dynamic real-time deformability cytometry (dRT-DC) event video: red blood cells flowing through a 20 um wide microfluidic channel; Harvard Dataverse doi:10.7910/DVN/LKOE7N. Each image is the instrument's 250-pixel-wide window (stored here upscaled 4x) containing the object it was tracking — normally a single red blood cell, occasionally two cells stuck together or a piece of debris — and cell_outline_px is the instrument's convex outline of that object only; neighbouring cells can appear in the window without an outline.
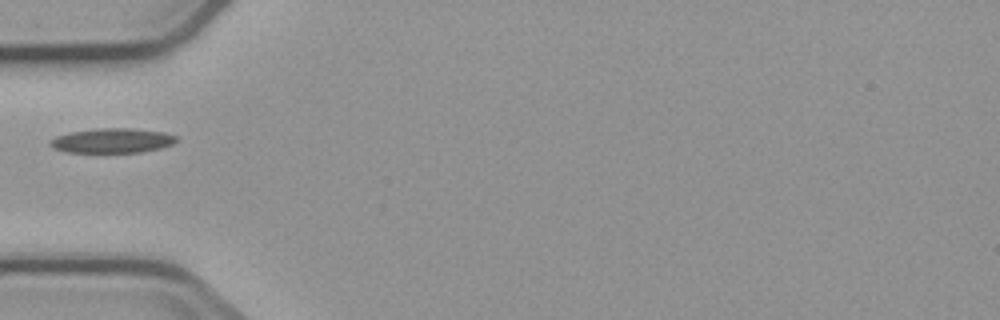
{"species": "common noctule bat (a hibernating species)", "species_latin": "Nyctalus noctula", "temperature_condition": "cold", "stored_images_in_passage": 9, "camera_frame_rate_fps": 3000, "um_per_image_px": 0.085, "animal": {"sex": "male", "body_mass_g": 23.1, "forearm_length_mm": 52.7}, "frame": {"image": 1, "passage_image": 5, "time_ms": 6.0, "image_size_px": [1000, 320], "cell_outline_px": [[176, 140], [172, 144], [160, 148], [140, 152], [68, 152], [52, 148], [48, 144], [48, 140], [56, 136], [68, 132], [96, 128], [132, 128], [164, 132], [176, 136]], "centroid_in_image_um": [9.48, 11.94], "position_along_channel_um": 75.5, "area_um2": 18.21}}
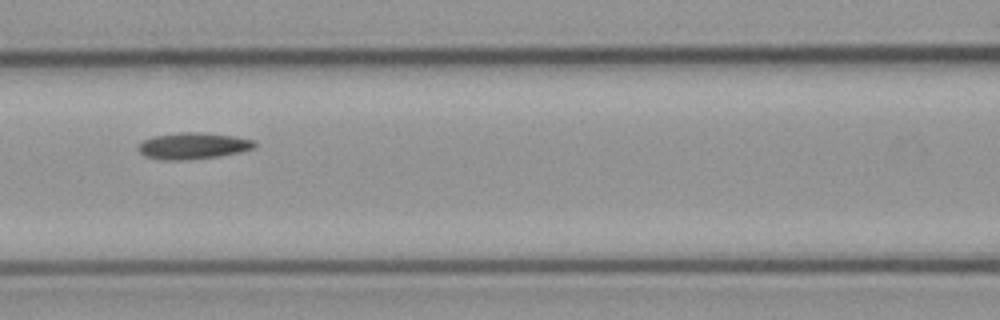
{"frame": {"image": 2, "passage_image": 7, "time_ms": 8.0, "image_size_px": [1000, 320], "cell_outline_px": [[256, 144], [252, 148], [240, 152], [216, 156], [184, 160], [164, 160], [144, 156], [140, 152], [140, 144], [144, 140], [152, 136], [180, 132], [200, 132], [236, 136], [256, 140]], "centroid_in_image_um": [16.43, 12.38], "position_along_channel_um": 150.2, "area_um2": 17.8}}
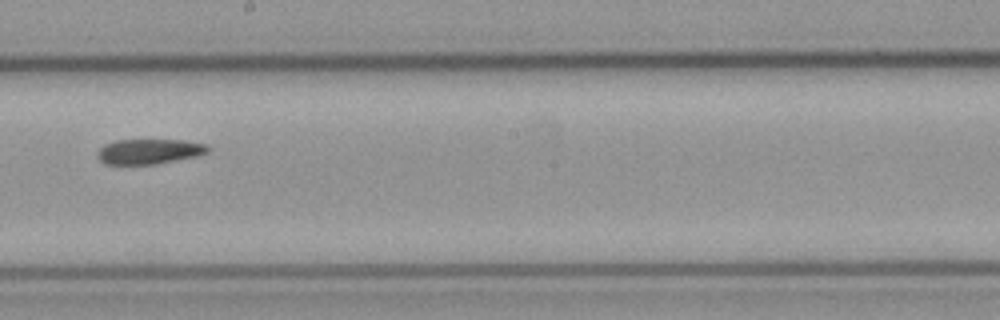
{"frame": {"image": 3, "passage_image": 9, "time_ms": 10.333, "image_size_px": [1000, 320], "cell_outline_px": [[212, 148], [208, 152], [200, 156], [156, 164], [104, 164], [96, 156], [96, 152], [104, 144], [116, 140], [184, 140], [208, 144]], "centroid_in_image_um": [12.72, 12.87], "position_along_channel_um": 235.5, "area_um2": 16.47}}